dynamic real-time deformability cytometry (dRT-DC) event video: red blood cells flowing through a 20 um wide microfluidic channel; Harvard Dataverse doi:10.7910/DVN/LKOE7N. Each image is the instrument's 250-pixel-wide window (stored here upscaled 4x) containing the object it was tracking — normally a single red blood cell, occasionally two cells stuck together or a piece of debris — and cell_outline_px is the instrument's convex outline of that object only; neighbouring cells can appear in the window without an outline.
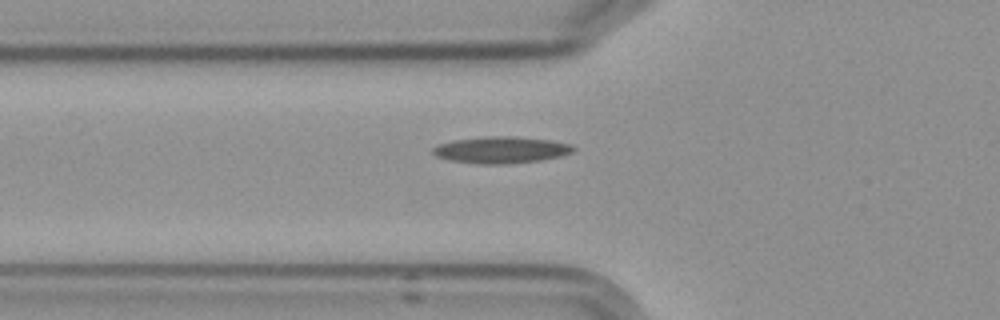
{"species": "Egyptian fruit bat (a non-hibernating species)", "species_latin": "Rousettus aegyptiacus", "temperature_condition": "cold", "stored_images_in_passage": 6, "camera_frame_rate_fps": 3000, "um_per_image_px": 0.085, "frame": {"image": 1, "passage_image": 6, "time_ms": 5.667, "image_size_px": [1000, 320], "cell_outline_px": [[576, 148], [572, 152], [560, 156], [540, 160], [508, 164], [476, 164], [448, 160], [436, 156], [432, 152], [432, 148], [436, 144], [452, 140], [488, 136], [516, 136], [552, 140], [572, 144]], "centroid_in_image_um": [42.57, 12.74], "position_along_channel_um": 83.2, "area_um2": 22.14}}